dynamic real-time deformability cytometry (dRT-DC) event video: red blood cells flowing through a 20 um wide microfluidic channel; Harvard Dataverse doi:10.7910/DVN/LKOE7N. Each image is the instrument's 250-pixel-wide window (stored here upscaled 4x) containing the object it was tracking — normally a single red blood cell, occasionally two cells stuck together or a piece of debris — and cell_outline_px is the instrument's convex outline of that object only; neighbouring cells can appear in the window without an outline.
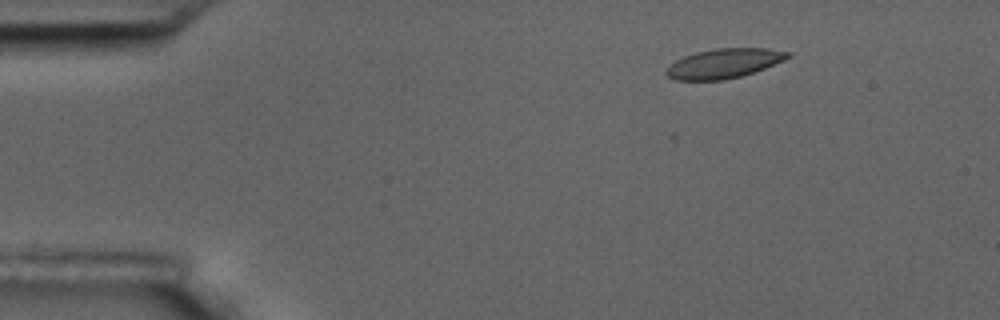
{"species": "common noctule bat (a hibernating species)", "species_latin": "Nyctalus noctula", "temperature_condition": "room temperature", "stored_images_in_passage": 3, "camera_frame_rate_fps": 3000, "um_per_image_px": 0.085, "animal": {"sex": "male", "body_mass_g": 17.5, "forearm_length_mm": 52.3}, "frame": {"image": 1, "passage_image": 1, "time_ms": 0.0, "image_size_px": [1000, 320], "cell_outline_px": [[792, 56], [784, 60], [764, 68], [740, 76], [724, 80], [676, 80], [668, 76], [664, 72], [676, 60], [684, 56], [696, 52], [716, 48], [768, 48], [792, 52]], "centroid_in_image_um": [61.56, 5.38], "position_along_channel_um": 23.4, "area_um2": 20.81}}